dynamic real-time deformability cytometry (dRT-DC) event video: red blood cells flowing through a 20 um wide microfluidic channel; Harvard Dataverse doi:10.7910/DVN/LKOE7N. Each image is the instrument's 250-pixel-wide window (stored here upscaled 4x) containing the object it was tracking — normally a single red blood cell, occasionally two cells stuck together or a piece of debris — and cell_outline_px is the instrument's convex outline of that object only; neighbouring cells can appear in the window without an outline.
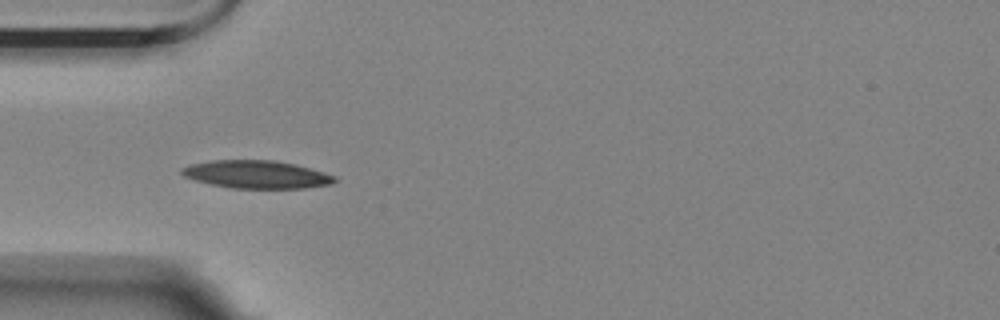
{"species": "Egyptian fruit bat (a non-hibernating species)", "species_latin": "Rousettus aegyptiacus", "temperature_condition": "room temperature", "stored_images_in_passage": 5, "camera_frame_rate_fps": 3000, "um_per_image_px": 0.085, "animal": {"sex": "female"}, "frame": {"image": 1, "passage_image": 4, "time_ms": 1.0, "image_size_px": [1000, 320], "cell_outline_px": [[336, 180], [332, 184], [304, 188], [232, 188], [212, 184], [196, 180], [184, 176], [180, 172], [180, 168], [192, 164], [212, 160], [276, 160], [296, 164], [324, 172], [336, 176]], "centroid_in_image_um": [21.83, 14.82], "position_along_channel_um": 63.2, "area_um2": 24.8}}
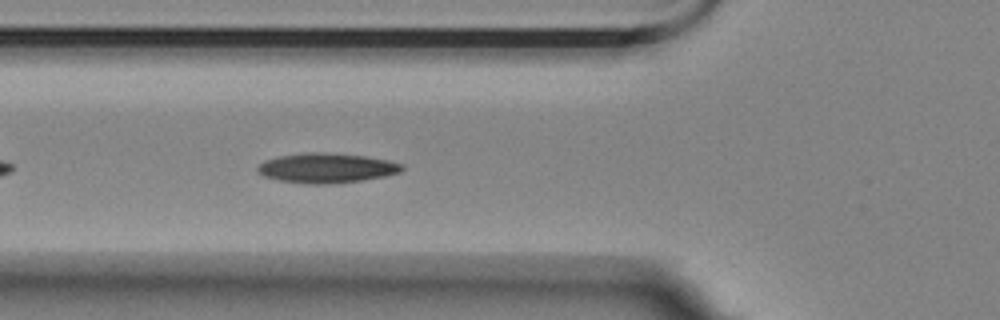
{"frame": {"image": 2, "passage_image": 5, "time_ms": 1.333, "image_size_px": [1000, 320], "cell_outline_px": [[404, 168], [400, 172], [384, 176], [336, 184], [308, 184], [280, 180], [264, 176], [256, 172], [256, 168], [264, 160], [280, 156], [308, 152], [324, 152], [364, 156], [388, 160], [404, 164]], "centroid_in_image_um": [27.75, 14.28], "position_along_channel_um": 98.0, "area_um2": 25.03}}